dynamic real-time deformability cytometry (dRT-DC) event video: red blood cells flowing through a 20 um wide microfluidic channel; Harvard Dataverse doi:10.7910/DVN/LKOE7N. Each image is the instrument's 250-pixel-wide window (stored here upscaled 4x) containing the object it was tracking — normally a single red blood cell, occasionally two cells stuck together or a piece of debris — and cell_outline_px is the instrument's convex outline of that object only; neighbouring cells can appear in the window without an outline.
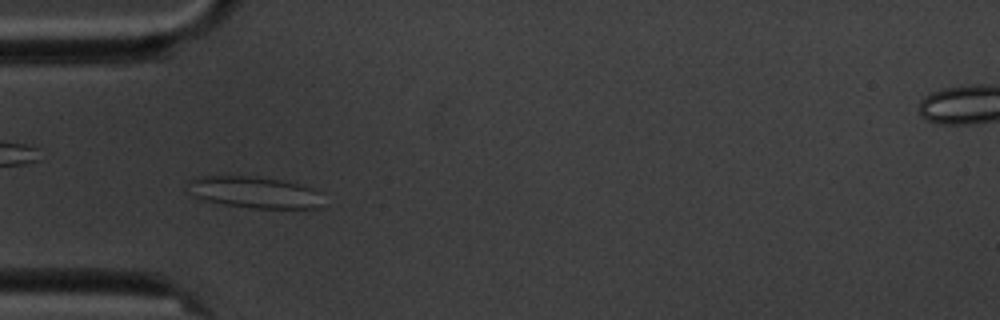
{"species": "common noctule bat (a hibernating species)", "species_latin": "Nyctalus noctula", "temperature_condition": "cold", "stored_images_in_passage": 6, "camera_frame_rate_fps": 3000, "um_per_image_px": 0.085, "animal": {"sex": "male", "body_mass_g": 20.1, "forearm_length_mm": 53.5}, "frame": {"image": 1, "passage_image": 6, "time_ms": 6.0, "image_size_px": [1000, 320], "cell_outline_px": [[320, 192], [316, 208], [252, 208], [224, 204], [200, 200], [192, 196], [188, 180], [196, 176], [256, 176], [280, 180], [300, 184], [312, 188]], "centroid_in_image_um": [21.53, 16.33], "position_along_channel_um": 63.5, "area_um2": 24.68}}